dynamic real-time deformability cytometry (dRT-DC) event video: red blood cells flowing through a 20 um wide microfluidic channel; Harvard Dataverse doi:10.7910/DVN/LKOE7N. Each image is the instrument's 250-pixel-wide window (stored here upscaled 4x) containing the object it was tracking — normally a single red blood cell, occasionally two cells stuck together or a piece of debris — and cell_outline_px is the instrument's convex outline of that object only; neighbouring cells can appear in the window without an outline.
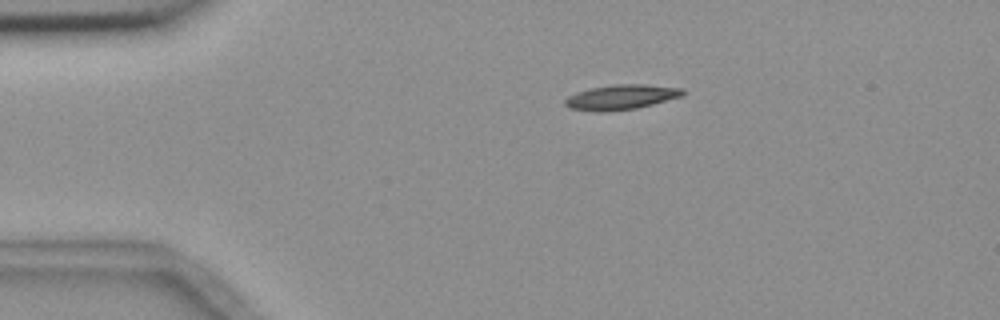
{"species": "common noctule bat (a hibernating species)", "species_latin": "Nyctalus noctula", "temperature_condition": "room temperature", "stored_images_in_passage": 6, "camera_frame_rate_fps": 3000, "um_per_image_px": 0.085, "animal": {"sex": "female", "body_mass_g": 18.4}, "frame": {"image": 1, "passage_image": 1, "time_ms": 0.0, "image_size_px": [1000, 320], "cell_outline_px": [[684, 96], [636, 108], [604, 112], [596, 112], [568, 108], [564, 104], [564, 100], [568, 96], [576, 92], [592, 88], [616, 84], [644, 84], [684, 88]], "centroid_in_image_um": [52.79, 8.26], "position_along_channel_um": 32.2, "area_um2": 17.17}}
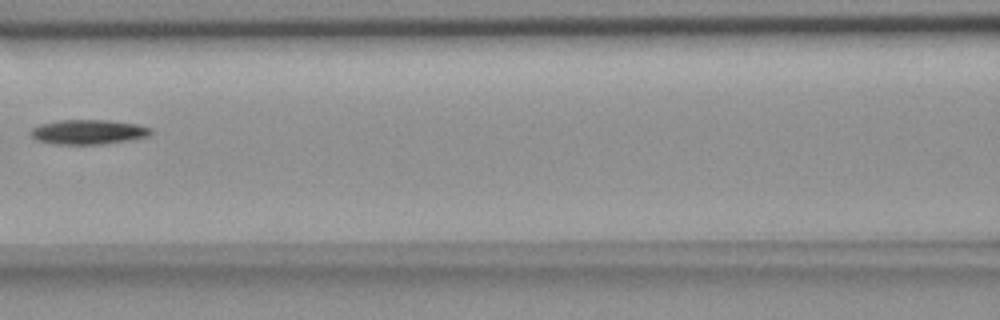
{"frame": {"image": 2, "passage_image": 5, "time_ms": 4.667, "image_size_px": [1000, 320], "cell_outline_px": [[152, 132], [148, 136], [128, 140], [100, 144], [56, 144], [36, 140], [32, 136], [32, 128], [40, 124], [56, 120], [108, 120], [140, 124], [152, 128]], "centroid_in_image_um": [7.53, 11.2], "position_along_channel_um": 159.1, "area_um2": 17.22}}
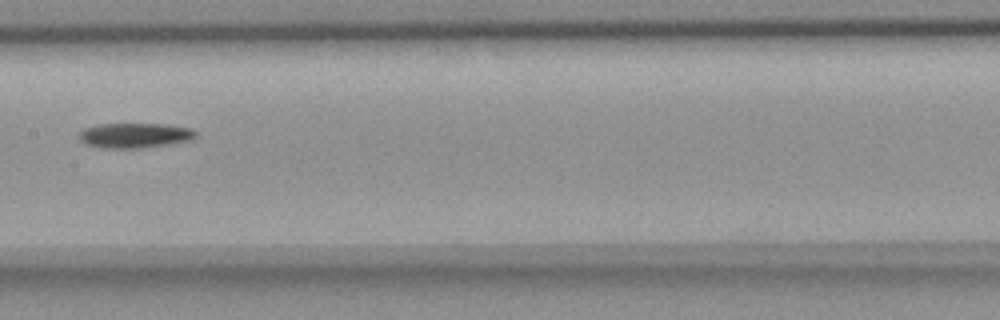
{"frame": {"image": 3, "passage_image": 6, "time_ms": 5.667, "image_size_px": [1000, 320], "cell_outline_px": [[200, 136], [192, 140], [144, 148], [104, 148], [84, 144], [80, 140], [80, 132], [84, 128], [96, 124], [168, 124], [192, 128]], "centroid_in_image_um": [11.5, 11.51], "position_along_channel_um": 195.9, "area_um2": 17.22}}